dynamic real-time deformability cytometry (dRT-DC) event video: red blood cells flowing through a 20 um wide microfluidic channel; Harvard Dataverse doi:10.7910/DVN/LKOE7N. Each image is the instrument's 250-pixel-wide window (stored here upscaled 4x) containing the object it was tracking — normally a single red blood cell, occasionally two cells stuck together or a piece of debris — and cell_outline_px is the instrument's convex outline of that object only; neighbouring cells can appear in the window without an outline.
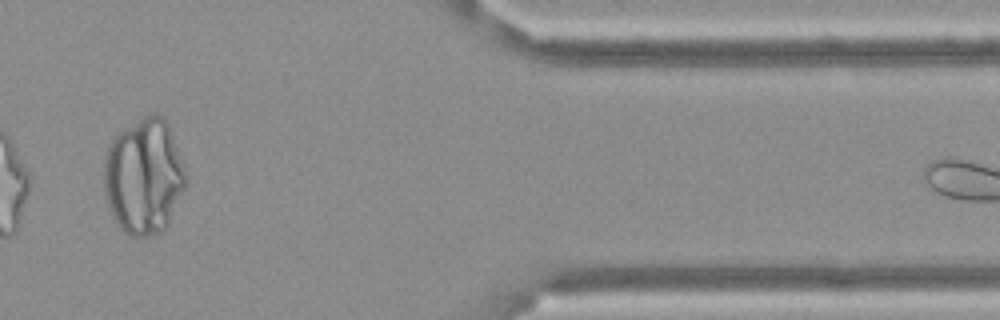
{"species": "Egyptian fruit bat (a non-hibernating species)", "species_latin": "Rousettus aegyptiacus", "temperature_condition": "cold", "stored_images_in_passage": 11, "camera_frame_rate_fps": 3000, "um_per_image_px": 0.085, "frame": {"image": 1, "passage_image": 10, "time_ms": 3.0, "image_size_px": [1000, 320], "cell_outline_px": [[188, 180], [168, 224], [164, 232], [152, 236], [128, 236], [116, 224], [108, 204], [104, 188], [104, 156], [108, 144], [112, 136], [116, 132], [148, 112], [156, 112], [164, 116], [168, 124], [188, 176]], "centroid_in_image_um": [12.22, 14.96], "position_along_channel_um": 399.2, "area_um2": 56.3}}